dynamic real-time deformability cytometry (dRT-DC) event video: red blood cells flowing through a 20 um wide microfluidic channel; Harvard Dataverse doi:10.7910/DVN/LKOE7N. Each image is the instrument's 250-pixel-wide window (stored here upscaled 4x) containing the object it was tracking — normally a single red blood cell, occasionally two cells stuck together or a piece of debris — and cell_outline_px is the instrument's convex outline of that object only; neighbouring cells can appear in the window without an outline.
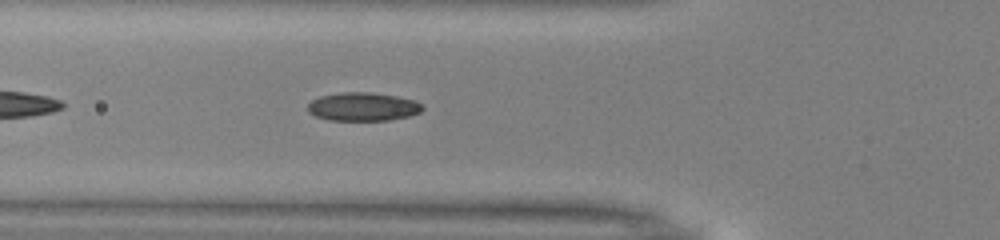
{"species": "common noctule bat (a hibernating species)", "species_latin": "Nyctalus noctula", "temperature_condition": "warm", "stored_images_in_passage": 38, "camera_frame_rate_fps": 3000, "um_per_image_px": 0.085, "animal": {"sex": "male", "body_mass_g": 13.0, "forearm_length_mm": 53.1}, "frame": {"image": 1, "passage_image": 6, "time_ms": 1.667, "image_size_px": [1000, 240], "cell_outline_px": [[424, 108], [420, 112], [408, 116], [388, 120], [328, 120], [316, 116], [308, 112], [308, 104], [312, 100], [320, 96], [340, 92], [372, 92], [396, 96], [416, 100]], "centroid_in_image_um": [30.84, 9.06], "position_along_channel_um": 95.0, "area_um2": 19.02}}
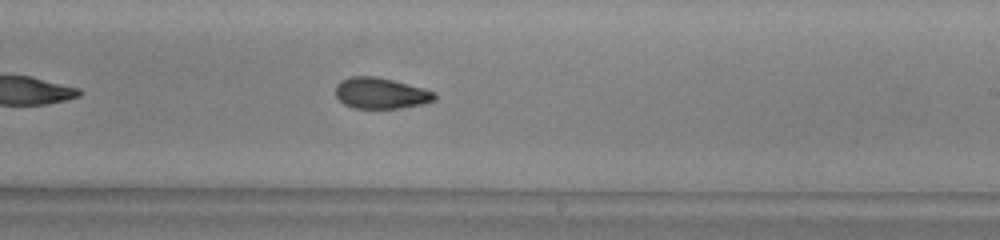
{"frame": {"image": 2, "passage_image": 18, "time_ms": 5.667, "image_size_px": [1000, 240], "cell_outline_px": [[436, 100], [420, 104], [400, 108], [352, 108], [344, 104], [336, 96], [336, 84], [340, 80], [352, 76], [376, 76], [424, 88], [436, 92]], "centroid_in_image_um": [32.36, 7.92], "position_along_channel_um": 256.6, "area_um2": 17.92}}
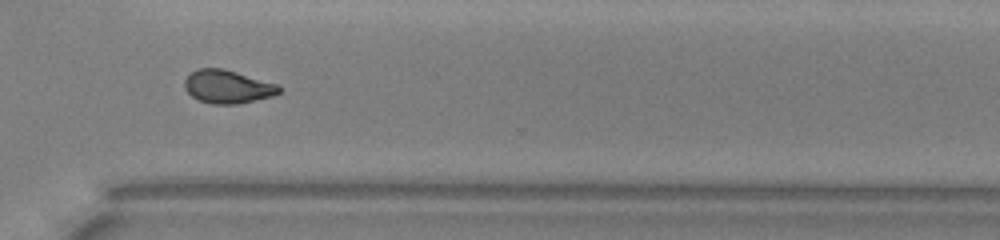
{"frame": {"image": 3, "passage_image": 25, "time_ms": 8.0, "image_size_px": [1000, 240], "cell_outline_px": [[280, 92], [272, 96], [256, 100], [236, 104], [212, 104], [200, 100], [192, 96], [184, 88], [184, 80], [192, 72], [200, 68], [224, 68], [276, 84], [280, 88]], "centroid_in_image_um": [19.32, 7.37], "position_along_channel_um": 351.3, "area_um2": 18.09}, "authors_computed_cell_mechanics": {"area_um2": 18.2648, "velocity_mm_per_s": 4.0424, "shape_relaxation_time_tau1_ms": 4.2591, "shape_relaxation_time_tau2_ms": 2.3456, "deformation_change_tau1": 0.1236, "deformation_change_tau2": 0.0774}}